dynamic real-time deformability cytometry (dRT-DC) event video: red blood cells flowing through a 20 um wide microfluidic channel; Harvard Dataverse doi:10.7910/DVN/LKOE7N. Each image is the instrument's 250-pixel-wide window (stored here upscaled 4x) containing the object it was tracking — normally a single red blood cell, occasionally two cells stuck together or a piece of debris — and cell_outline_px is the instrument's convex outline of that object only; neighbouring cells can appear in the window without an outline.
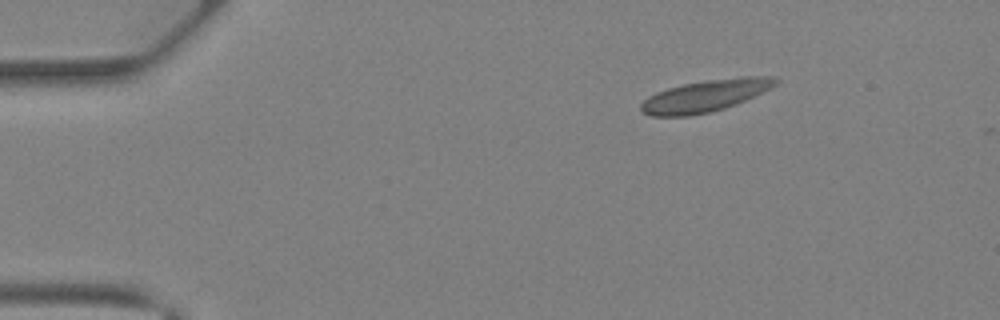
{"species": "Egyptian fruit bat (a non-hibernating species)", "species_latin": "Rousettus aegyptiacus", "temperature_condition": "warm", "stored_images_in_passage": 4, "camera_frame_rate_fps": 3000, "um_per_image_px": 0.085, "animal": {"sex": "female"}, "frame": {"image": 1, "passage_image": 1, "time_ms": 0.0, "image_size_px": [1000, 320], "cell_outline_px": [[780, 80], [772, 88], [736, 104], [724, 108], [708, 112], [688, 116], [652, 116], [644, 112], [640, 108], [640, 104], [648, 96], [656, 92], [668, 88], [684, 84], [704, 80], [740, 76], [776, 76]], "centroid_in_image_um": [59.99, 8.12], "position_along_channel_um": 25.0, "area_um2": 25.03}}